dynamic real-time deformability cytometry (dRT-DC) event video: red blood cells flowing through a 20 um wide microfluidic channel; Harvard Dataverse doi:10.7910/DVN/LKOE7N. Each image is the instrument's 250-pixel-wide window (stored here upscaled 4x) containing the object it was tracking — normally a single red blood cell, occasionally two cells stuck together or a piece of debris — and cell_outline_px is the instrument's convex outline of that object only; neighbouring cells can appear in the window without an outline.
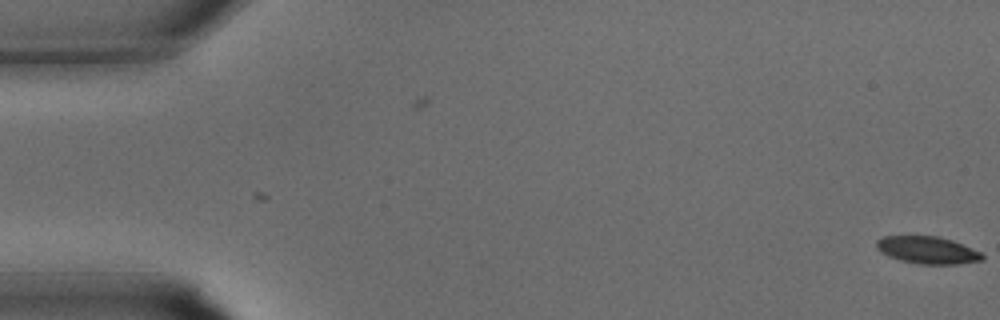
{"species": "common noctule bat (a hibernating species)", "species_latin": "Nyctalus noctula", "temperature_condition": "warm", "stored_images_in_passage": 3, "camera_frame_rate_fps": 3000, "um_per_image_px": 0.085, "animal": {"sex": "male", "body_mass_g": 15.6}, "frame": {"image": 1, "passage_image": 3, "time_ms": 0.667, "image_size_px": [1000, 320], "cell_outline_px": [[984, 260], [956, 264], [920, 264], [900, 260], [888, 256], [880, 252], [876, 248], [876, 240], [880, 236], [936, 236], [952, 240], [980, 252], [984, 256]], "centroid_in_image_um": [78.79, 21.25], "position_along_channel_um": 6.2, "area_um2": 16.82}}